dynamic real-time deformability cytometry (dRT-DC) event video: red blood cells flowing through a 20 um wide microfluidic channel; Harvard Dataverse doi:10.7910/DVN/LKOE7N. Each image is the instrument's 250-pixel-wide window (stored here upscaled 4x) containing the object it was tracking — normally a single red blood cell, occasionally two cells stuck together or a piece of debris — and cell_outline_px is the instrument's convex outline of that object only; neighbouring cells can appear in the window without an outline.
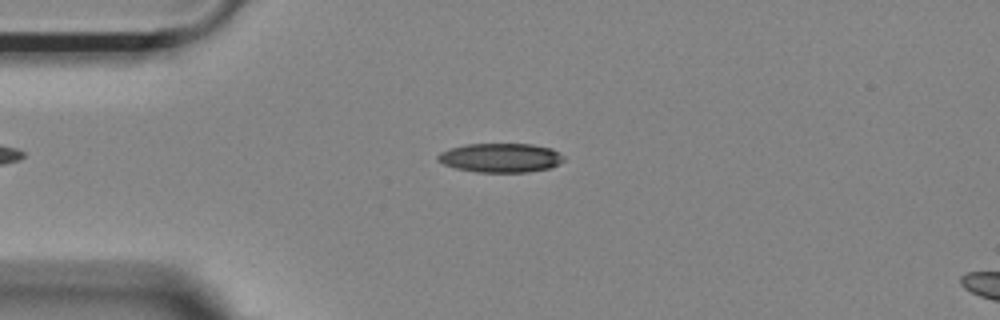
{"species": "Egyptian fruit bat (a non-hibernating species)", "species_latin": "Rousettus aegyptiacus", "temperature_condition": "room temperature", "stored_images_in_passage": 42, "camera_frame_rate_fps": 3000, "um_per_image_px": 0.085, "animal": {"sex": "female"}, "frame": {"image": 1, "passage_image": 1, "time_ms": 0.0, "image_size_px": [1000, 320], "cell_outline_px": [[564, 160], [548, 168], [528, 172], [480, 172], [456, 168], [444, 164], [436, 156], [440, 152], [452, 148], [468, 144], [532, 144], [552, 148], [564, 156]], "centroid_in_image_um": [42.57, 13.4], "position_along_channel_um": 42.4, "area_um2": 21.1}}
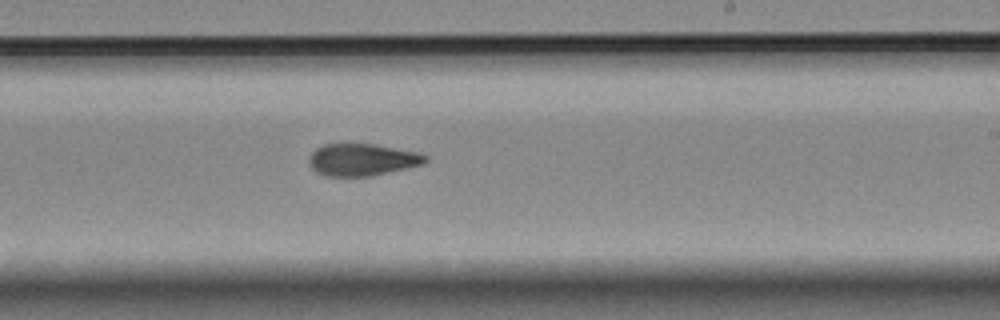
{"frame": {"image": 2, "passage_image": 20, "time_ms": 6.333, "image_size_px": [1000, 320], "cell_outline_px": [[428, 160], [424, 164], [368, 176], [324, 176], [316, 172], [308, 164], [308, 160], [312, 152], [316, 148], [324, 144], [372, 144], [420, 152], [428, 156]], "centroid_in_image_um": [30.77, 13.57], "position_along_channel_um": 258.2, "area_um2": 21.73}}
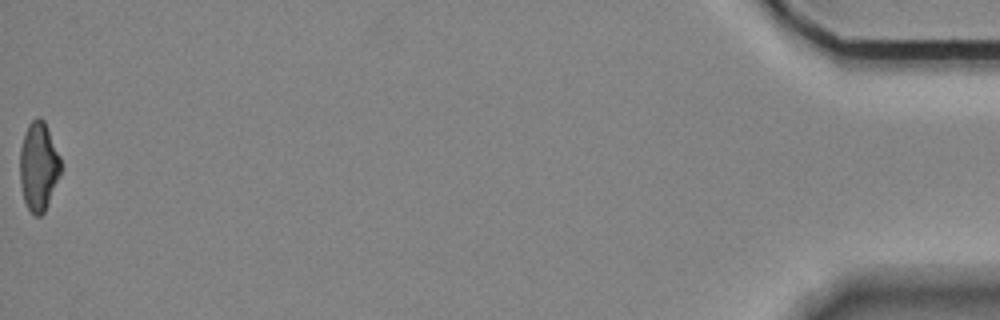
{"frame": {"image": 3, "passage_image": 42, "time_ms": 13.667, "image_size_px": [1000, 320], "cell_outline_px": [[64, 168], [44, 212], [40, 216], [36, 216], [28, 208], [24, 200], [20, 184], [20, 148], [28, 124], [36, 116], [40, 116], [44, 120], [60, 156]], "centroid_in_image_um": [3.3, 14.13], "position_along_channel_um": 431.9, "area_um2": 21.39}, "authors_computed_cell_mechanics": {"area_um2": 21.9929, "velocity_mm_per_s": 3.7105, "shape_relaxation_time_tau1_ms": 9.4845, "shape_relaxation_time_tau2_ms": 6.0965, "deformation_change_tau1": 0.2182, "deformation_change_tau2": 0.1456}}